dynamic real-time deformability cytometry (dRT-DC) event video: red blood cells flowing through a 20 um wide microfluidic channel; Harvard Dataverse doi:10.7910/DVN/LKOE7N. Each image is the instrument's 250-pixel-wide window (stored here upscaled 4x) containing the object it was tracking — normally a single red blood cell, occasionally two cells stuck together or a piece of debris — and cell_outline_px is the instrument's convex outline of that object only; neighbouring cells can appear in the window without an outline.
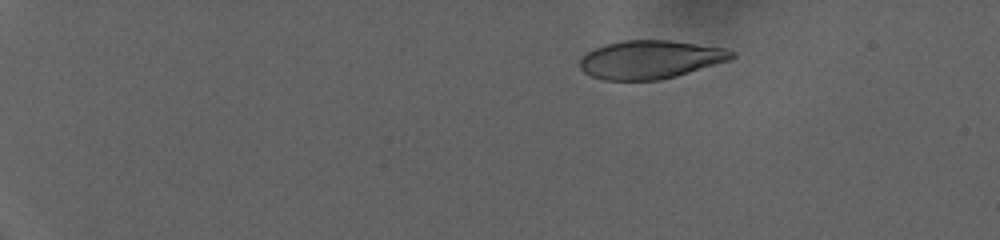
{"species": "human", "species_latin": "Homo sapiens", "temperature_condition": "warm", "stored_images_in_passage": 59, "camera_frame_rate_fps": 3000, "um_per_image_px": 0.085, "donor": {"sex": "female"}, "frame": {"image": 1, "passage_image": 1, "time_ms": 0.0, "image_size_px": [1000, 240], "cell_outline_px": [[736, 56], [732, 60], [676, 76], [660, 80], [604, 80], [592, 76], [584, 72], [580, 68], [580, 60], [588, 52], [604, 44], [624, 40], [668, 40], [724, 48], [736, 52]], "centroid_in_image_um": [55.31, 5.06], "position_along_channel_um": 29.7, "area_um2": 33.93}}
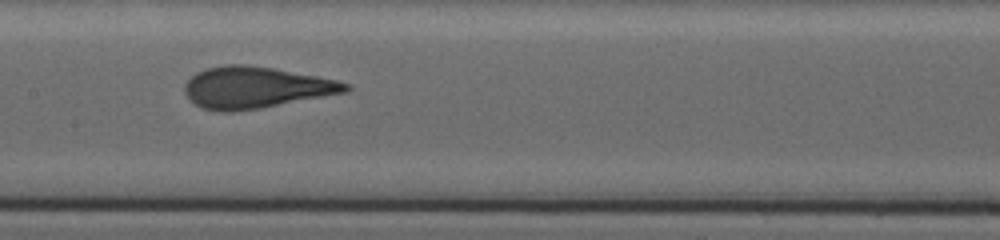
{"frame": {"image": 2, "passage_image": 32, "time_ms": 10.333, "image_size_px": [1000, 240], "cell_outline_px": [[352, 88], [348, 92], [260, 108], [232, 112], [220, 112], [200, 108], [188, 100], [184, 92], [184, 84], [196, 72], [204, 68], [228, 64], [248, 64], [272, 68], [316, 76], [336, 80], [348, 84]], "centroid_in_image_um": [21.68, 7.44], "position_along_channel_um": 185.7, "area_um2": 39.13}}
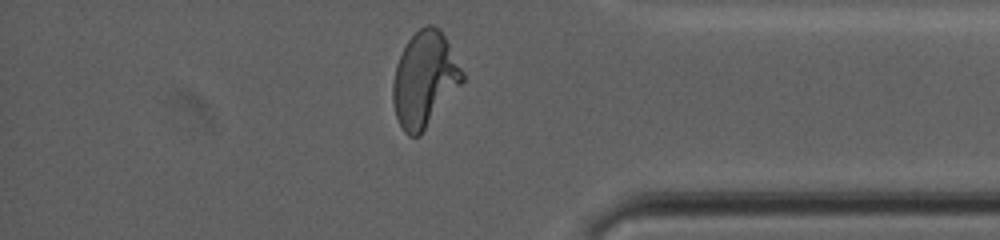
{"frame": {"image": 3, "passage_image": 56, "time_ms": 18.333, "image_size_px": [1000, 240], "cell_outline_px": [[464, 80], [420, 136], [408, 136], [404, 132], [396, 116], [392, 100], [392, 84], [396, 64], [408, 40], [420, 28], [428, 24], [432, 24], [440, 28], [464, 72]], "centroid_in_image_um": [36.08, 6.75], "position_along_channel_um": 399.1, "area_um2": 38.32}, "authors_computed_cell_mechanics": {"area_um2": 37.5122, "velocity_mm_per_s": 2.7936, "shape_relaxation_time_tau1_ms": 10.8531, "shape_relaxation_time_tau2_ms": null, "deformation_change_tau1": 0.3132, "deformation_change_tau2": null}}